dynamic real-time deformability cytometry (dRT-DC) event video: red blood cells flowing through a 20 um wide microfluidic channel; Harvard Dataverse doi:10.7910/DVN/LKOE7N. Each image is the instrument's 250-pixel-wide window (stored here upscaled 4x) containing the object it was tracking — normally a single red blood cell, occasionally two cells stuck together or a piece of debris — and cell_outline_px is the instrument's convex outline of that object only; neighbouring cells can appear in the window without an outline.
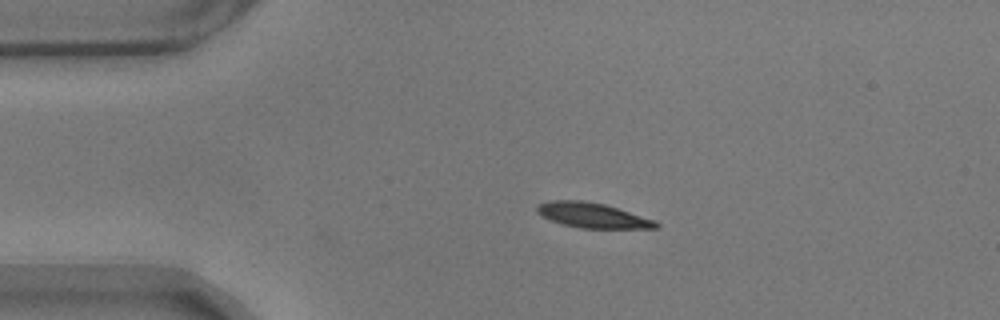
{"species": "common noctule bat (a hibernating species)", "species_latin": "Nyctalus noctula", "temperature_condition": "warm", "stored_images_in_passage": 33, "camera_frame_rate_fps": 3000, "um_per_image_px": 0.085, "animal": {"sex": "male", "body_mass_g": 17.9}, "frame": {"image": 1, "passage_image": 1, "time_ms": 0.0, "image_size_px": [1000, 320], "cell_outline_px": [[660, 224], [656, 228], [580, 228], [564, 224], [552, 220], [536, 212], [536, 204], [548, 200], [584, 200], [604, 204], [656, 220]], "centroid_in_image_um": [50.35, 18.29], "position_along_channel_um": 34.7, "area_um2": 17.28}}
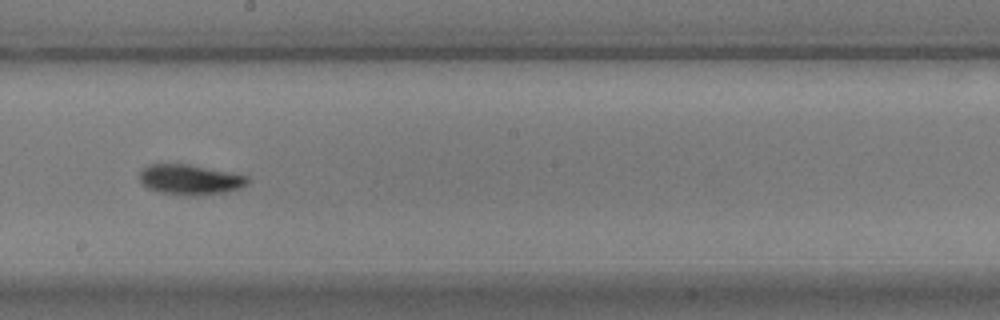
{"frame": {"image": 2, "passage_image": 21, "time_ms": 6.667, "image_size_px": [1000, 320], "cell_outline_px": [[248, 184], [240, 188], [224, 192], [196, 196], [188, 196], [156, 192], [148, 188], [140, 180], [140, 172], [148, 164], [188, 164], [248, 176]], "centroid_in_image_um": [16.14, 15.28], "position_along_channel_um": 232.1, "area_um2": 18.96}}
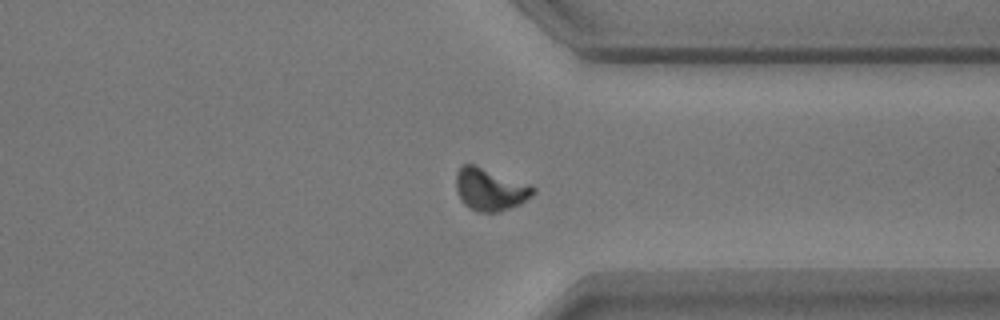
{"frame": {"image": 3, "passage_image": 33, "time_ms": 10.667, "image_size_px": [1000, 320], "cell_outline_px": [[536, 192], [532, 196], [520, 204], [500, 212], [476, 212], [468, 208], [460, 200], [456, 188], [456, 172], [464, 164], [476, 164], [532, 184], [536, 188]], "centroid_in_image_um": [41.68, 16.09], "position_along_channel_um": 369.7, "area_um2": 19.59}, "authors_computed_cell_mechanics": {"area_um2": 18.496, "velocity_mm_per_s": 3.5051, "shape_relaxation_time_tau1_ms": 3.2215, "shape_relaxation_time_tau2_ms": 3.3635, "deformation_change_tau1": 0.1362, "deformation_change_tau2": 0.0655}}